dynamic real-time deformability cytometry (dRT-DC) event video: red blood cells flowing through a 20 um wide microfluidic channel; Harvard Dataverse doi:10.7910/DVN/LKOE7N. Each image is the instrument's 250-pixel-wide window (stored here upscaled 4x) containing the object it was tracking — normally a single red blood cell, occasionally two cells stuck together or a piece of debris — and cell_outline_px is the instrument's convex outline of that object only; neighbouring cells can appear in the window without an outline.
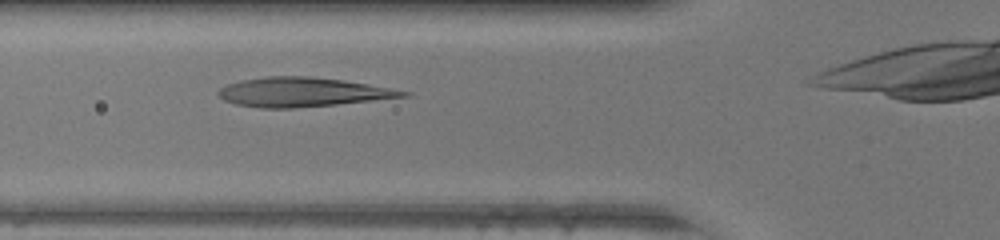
{"species": "human", "species_latin": "Homo sapiens", "temperature_condition": "warm", "stored_images_in_passage": 26, "camera_frame_rate_fps": 3000, "um_per_image_px": 0.085, "donor": {"sex": "female"}, "frame": {"image": 1, "passage_image": 5, "time_ms": 1.333, "image_size_px": [1000, 240], "cell_outline_px": [[412, 92], [408, 96], [336, 104], [292, 108], [260, 108], [236, 104], [224, 100], [216, 92], [220, 88], [228, 84], [240, 80], [268, 76], [308, 76], [344, 80], [368, 84]], "centroid_in_image_um": [25.68, 7.82], "position_along_channel_um": 100.1, "area_um2": 31.27}}
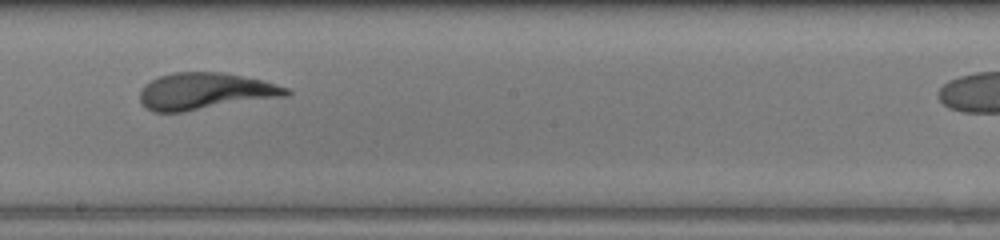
{"frame": {"image": 2, "passage_image": 14, "time_ms": 4.333, "image_size_px": [1000, 240], "cell_outline_px": [[292, 92], [288, 96], [184, 112], [152, 112], [144, 108], [140, 100], [140, 88], [144, 84], [160, 76], [172, 72], [224, 72], [260, 80], [288, 88]], "centroid_in_image_um": [17.4, 7.77], "position_along_channel_um": 230.8, "area_um2": 31.56}}
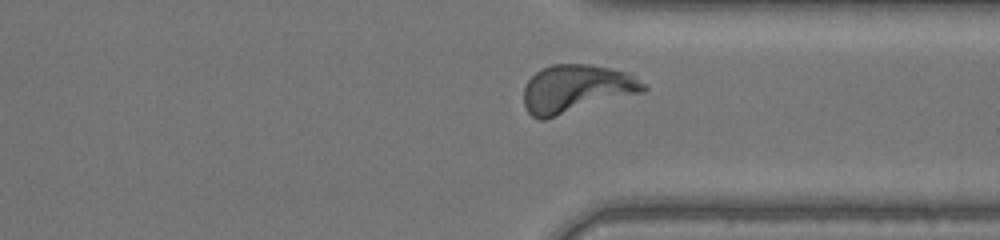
{"frame": {"image": 3, "passage_image": 23, "time_ms": 7.333, "image_size_px": [1000, 240], "cell_outline_px": [[648, 88], [644, 92], [544, 120], [540, 120], [532, 116], [528, 112], [524, 104], [524, 88], [528, 80], [540, 68], [552, 64], [588, 64], [628, 72], [644, 84]], "centroid_in_image_um": [48.97, 7.55], "position_along_channel_um": 362.4, "area_um2": 33.52}, "authors_computed_cell_mechanics": {"area_um2": 31.9345, "velocity_mm_per_s": 4.3776, "shape_relaxation_time_tau1_ms": 6.8453, "shape_relaxation_time_tau2_ms": 0.7951, "deformation_change_tau1": 0.3137, "deformation_change_tau2": 0.0859}}